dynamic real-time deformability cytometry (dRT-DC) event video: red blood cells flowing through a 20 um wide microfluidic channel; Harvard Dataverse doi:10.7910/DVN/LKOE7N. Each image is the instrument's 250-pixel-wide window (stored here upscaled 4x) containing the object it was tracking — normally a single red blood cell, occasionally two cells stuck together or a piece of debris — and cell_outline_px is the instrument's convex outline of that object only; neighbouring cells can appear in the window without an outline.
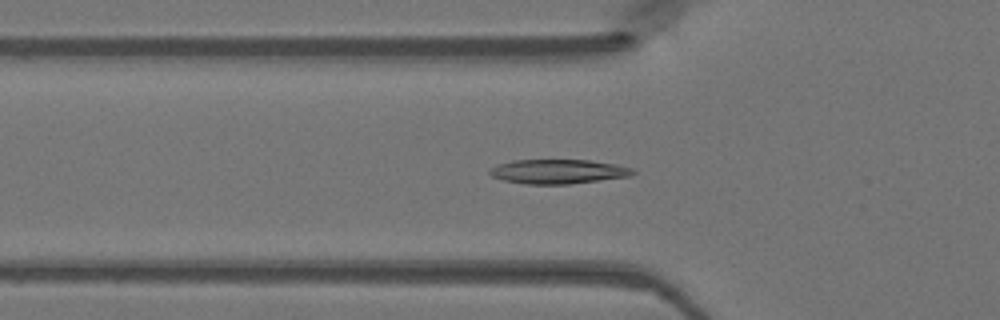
{"species": "Egyptian fruit bat (a non-hibernating species)", "species_latin": "Rousettus aegyptiacus", "temperature_condition": "warm", "stored_images_in_passage": 47, "camera_frame_rate_fps": 3000, "um_per_image_px": 0.085, "animal": {"sex": "female"}, "frame": {"image": 1, "passage_image": 15, "time_ms": 4.667, "image_size_px": [1000, 320], "cell_outline_px": [[636, 172], [632, 176], [568, 184], [528, 184], [504, 180], [492, 176], [488, 172], [496, 164], [512, 160], [588, 160], [616, 164], [636, 168]], "centroid_in_image_um": [47.49, 14.57], "position_along_channel_um": 78.3, "area_um2": 20.4}}
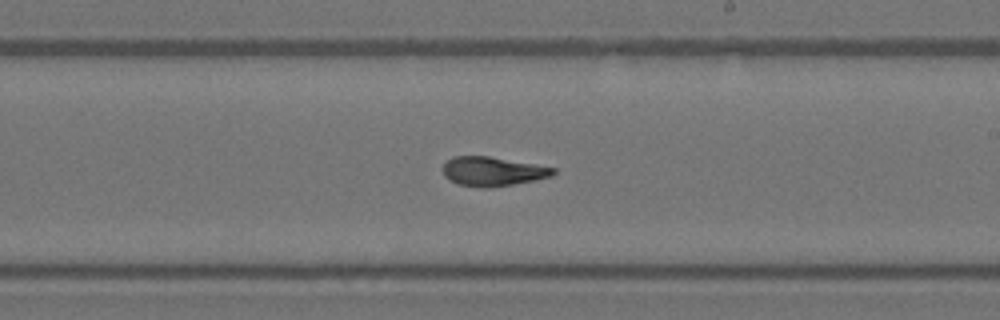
{"frame": {"image": 2, "passage_image": 27, "time_ms": 8.667, "image_size_px": [1000, 320], "cell_outline_px": [[556, 172], [552, 176], [512, 184], [488, 188], [480, 188], [460, 184], [444, 176], [440, 168], [452, 156], [488, 156], [556, 168]], "centroid_in_image_um": [41.84, 14.56], "position_along_channel_um": 247.2, "area_um2": 18.61}}
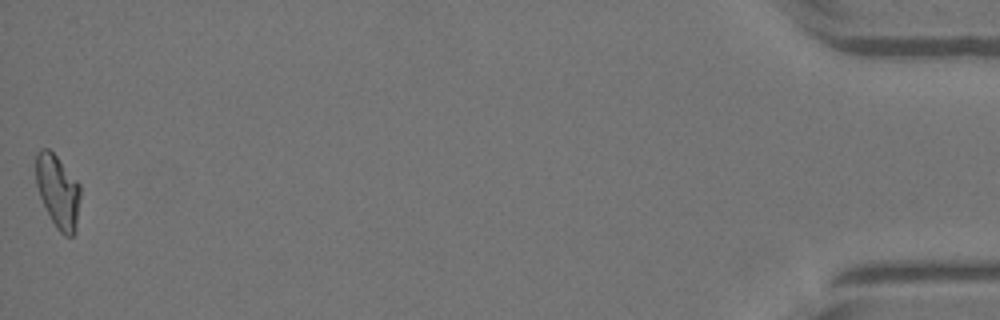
{"frame": {"image": 3, "passage_image": 47, "time_ms": 15.333, "image_size_px": [1000, 320], "cell_outline_px": [[80, 196], [76, 232], [72, 236], [64, 236], [56, 228], [40, 196], [36, 184], [36, 152], [40, 148], [48, 148], [56, 156], [80, 184]], "centroid_in_image_um": [4.93, 16.27], "position_along_channel_um": 430.3, "area_um2": 18.84}}